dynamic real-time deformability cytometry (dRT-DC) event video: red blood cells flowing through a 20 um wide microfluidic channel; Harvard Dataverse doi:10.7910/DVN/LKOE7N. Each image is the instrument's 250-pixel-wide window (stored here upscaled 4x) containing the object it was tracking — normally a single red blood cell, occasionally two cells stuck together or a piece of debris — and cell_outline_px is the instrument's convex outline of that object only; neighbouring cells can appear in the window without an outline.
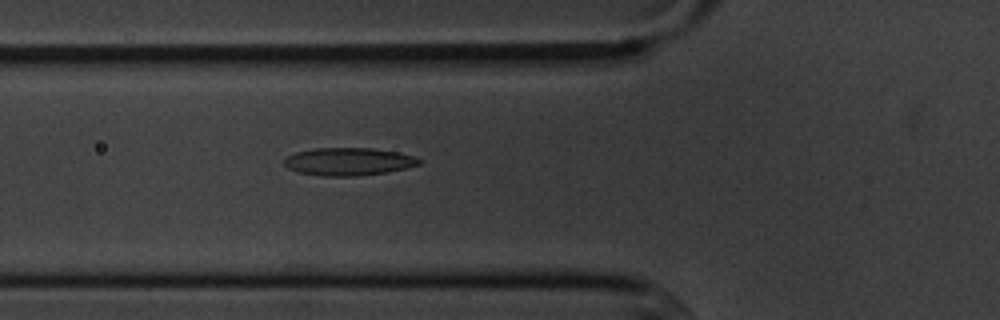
{"species": "common noctule bat (a hibernating species)", "species_latin": "Nyctalus noctula", "temperature_condition": "cold", "stored_images_in_passage": 2, "camera_frame_rate_fps": 3000, "um_per_image_px": 0.085, "animal": {"sex": "male", "body_mass_g": 20.1, "forearm_length_mm": 53.5}, "frame": {"image": 1, "passage_image": 2, "time_ms": 1.0, "image_size_px": [1000, 320], "cell_outline_px": [[420, 164], [388, 172], [356, 176], [324, 176], [296, 172], [288, 168], [284, 164], [284, 160], [288, 156], [296, 152], [316, 148], [372, 148], [400, 152], [412, 156], [420, 160]], "centroid_in_image_um": [29.6, 13.73], "position_along_channel_um": 96.2, "area_um2": 21.73}}